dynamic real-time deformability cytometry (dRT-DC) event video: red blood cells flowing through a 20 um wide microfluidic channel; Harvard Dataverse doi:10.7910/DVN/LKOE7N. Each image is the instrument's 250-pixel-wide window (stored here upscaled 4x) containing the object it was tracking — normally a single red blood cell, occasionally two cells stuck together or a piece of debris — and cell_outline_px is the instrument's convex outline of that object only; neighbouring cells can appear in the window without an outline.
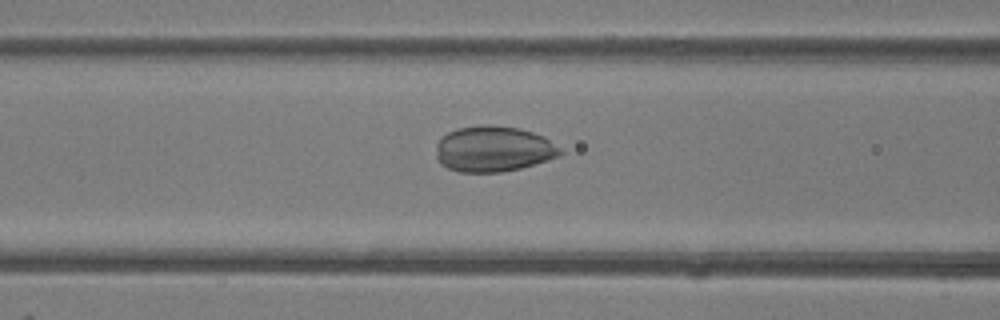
{"species": "common noctule bat (a hibernating species)", "species_latin": "Nyctalus noctula", "temperature_condition": "room temperature", "stored_images_in_passage": 48, "camera_frame_rate_fps": 3000, "um_per_image_px": 0.085, "animal": {"sex": "female"}, "frame": {"image": 1, "passage_image": 20, "time_ms": 6.333, "image_size_px": [1000, 320], "cell_outline_px": [[564, 152], [548, 160], [520, 168], [500, 172], [460, 172], [448, 168], [440, 164], [436, 156], [436, 144], [448, 132], [456, 128], [480, 124], [488, 124], [520, 128], [544, 136], [560, 148]], "centroid_in_image_um": [41.92, 12.65], "position_along_channel_um": 124.7, "area_um2": 33.18}}
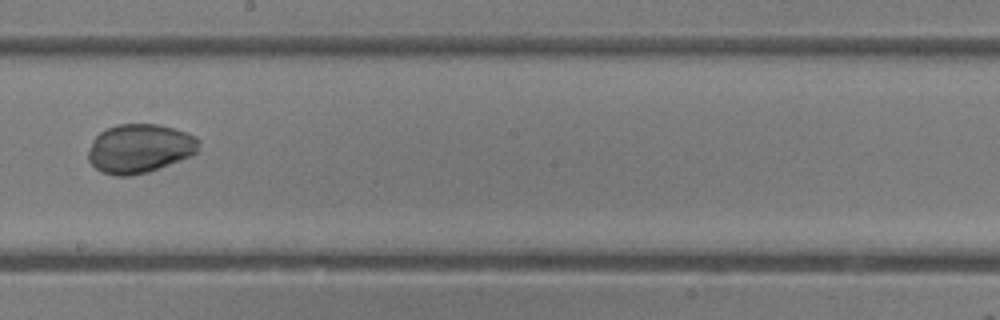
{"frame": {"image": 2, "passage_image": 28, "time_ms": 9.0, "image_size_px": [1000, 320], "cell_outline_px": [[200, 140], [196, 152], [192, 156], [148, 172], [132, 176], [116, 176], [100, 172], [88, 160], [88, 152], [92, 140], [104, 128], [116, 124], [160, 124], [196, 136]], "centroid_in_image_um": [11.85, 12.62], "position_along_channel_um": 236.3, "area_um2": 31.79}}
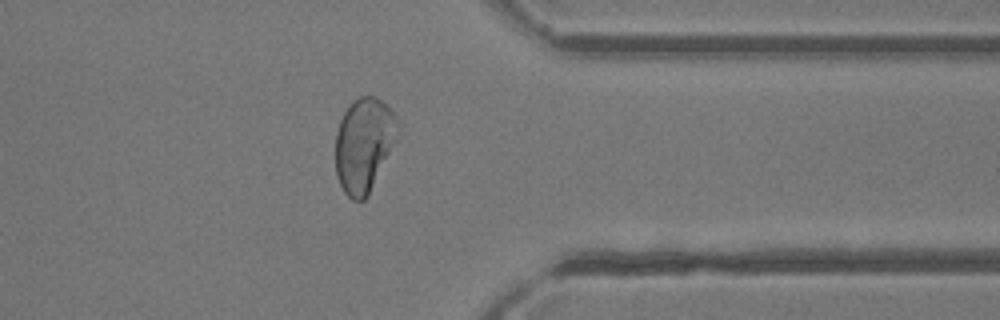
{"frame": {"image": 3, "passage_image": 39, "time_ms": 12.667, "image_size_px": [1000, 320], "cell_outline_px": [[400, 136], [368, 196], [364, 200], [352, 200], [344, 192], [336, 176], [336, 132], [340, 120], [348, 104], [352, 100], [360, 96], [376, 96], [396, 116], [400, 124]], "centroid_in_image_um": [30.96, 12.3], "position_along_channel_um": 380.4, "area_um2": 34.8}}